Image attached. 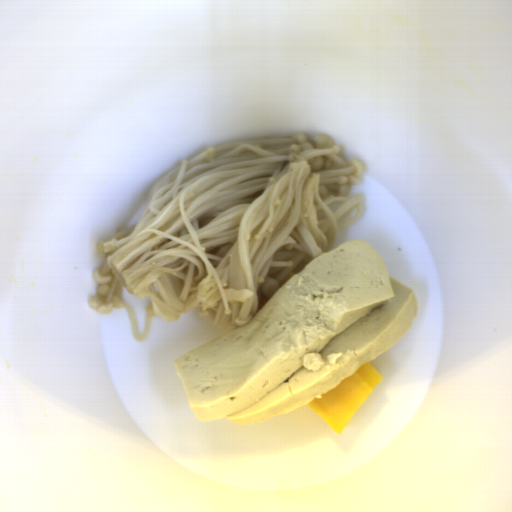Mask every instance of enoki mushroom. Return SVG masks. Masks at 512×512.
I'll return each instance as SVG.
<instances>
[{"label":"enoki mushroom","mask_w":512,"mask_h":512,"mask_svg":"<svg viewBox=\"0 0 512 512\" xmlns=\"http://www.w3.org/2000/svg\"><path fill=\"white\" fill-rule=\"evenodd\" d=\"M327 134L232 141L183 161L154 181L136 223L98 240L106 254L87 297L101 315L125 309L137 342L151 319L199 309L234 328L257 313L302 262L331 251L364 212L362 161L340 156ZM150 297L144 332L121 300Z\"/></svg>","instance_id":"1"}]
</instances>
